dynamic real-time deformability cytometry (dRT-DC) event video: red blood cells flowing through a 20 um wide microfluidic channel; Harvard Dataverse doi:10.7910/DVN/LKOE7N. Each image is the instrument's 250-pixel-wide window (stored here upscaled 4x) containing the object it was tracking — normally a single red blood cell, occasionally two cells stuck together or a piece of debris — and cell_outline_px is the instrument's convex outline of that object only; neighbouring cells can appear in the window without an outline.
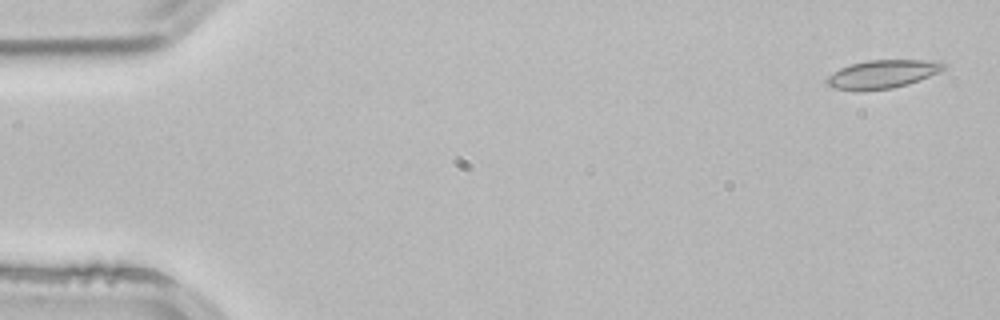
{"species": "common noctule bat (a hibernating species)", "species_latin": "Nyctalus noctula", "temperature_condition": "room temperature", "stored_images_in_passage": 4, "camera_frame_rate_fps": 3000, "um_per_image_px": 0.085, "animal": {"sex": "male", "body_mass_g": 21.5, "forearm_length_mm": 52.0}, "frame": {"image": 1, "passage_image": 1, "time_ms": 0.0, "image_size_px": [1000, 320], "cell_outline_px": [[948, 68], [940, 72], [908, 84], [892, 88], [860, 92], [856, 92], [832, 88], [824, 80], [828, 76], [840, 68], [852, 64], [868, 60], [924, 60], [948, 64]], "centroid_in_image_um": [74.99, 6.32], "position_along_channel_um": 10.0, "area_um2": 19.54}}